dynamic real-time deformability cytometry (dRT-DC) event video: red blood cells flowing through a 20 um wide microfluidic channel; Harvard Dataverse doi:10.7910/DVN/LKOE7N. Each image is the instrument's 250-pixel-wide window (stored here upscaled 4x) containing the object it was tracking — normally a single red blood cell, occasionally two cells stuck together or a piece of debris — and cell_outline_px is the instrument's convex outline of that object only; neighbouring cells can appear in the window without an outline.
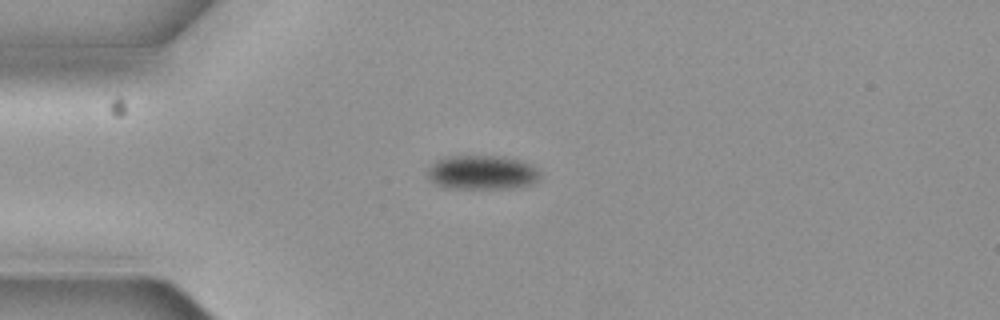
{"species": "common noctule bat (a hibernating species)", "species_latin": "Nyctalus noctula", "temperature_condition": "cold", "stored_images_in_passage": 13, "camera_frame_rate_fps": 3000, "um_per_image_px": 0.085, "animal": {"sex": "female", "body_mass_g": 19.3, "forearm_length_mm": 54.1}, "frame": {"image": 1, "passage_image": 3, "time_ms": 0.667, "image_size_px": [1000, 320], "cell_outline_px": [[540, 180], [532, 184], [520, 188], [448, 188], [436, 184], [428, 176], [428, 168], [436, 160], [444, 156], [504, 156], [520, 160], [536, 168], [540, 172]], "centroid_in_image_um": [41.01, 14.66], "position_along_channel_um": 44.0, "area_um2": 22.6}}
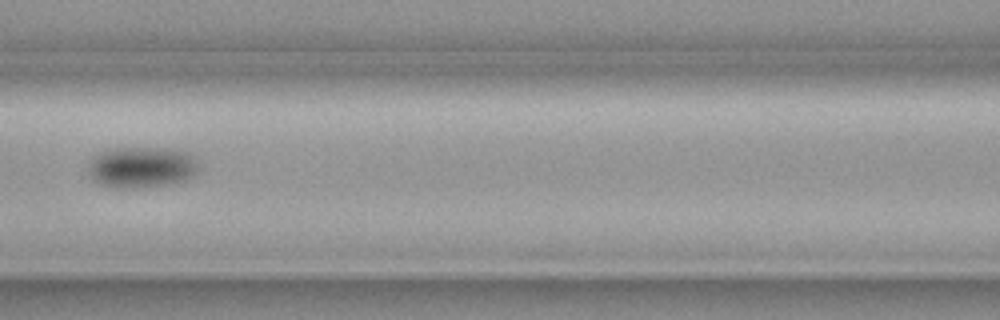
{"frame": {"image": 2, "passage_image": 6, "time_ms": 1.667, "image_size_px": [1000, 320], "cell_outline_px": [[196, 172], [192, 176], [184, 180], [164, 184], [140, 188], [116, 188], [100, 184], [92, 180], [88, 176], [88, 160], [92, 156], [104, 148], [160, 148], [188, 152], [196, 160]], "centroid_in_image_um": [11.91, 14.2], "position_along_channel_um": 154.7, "area_um2": 26.65}}
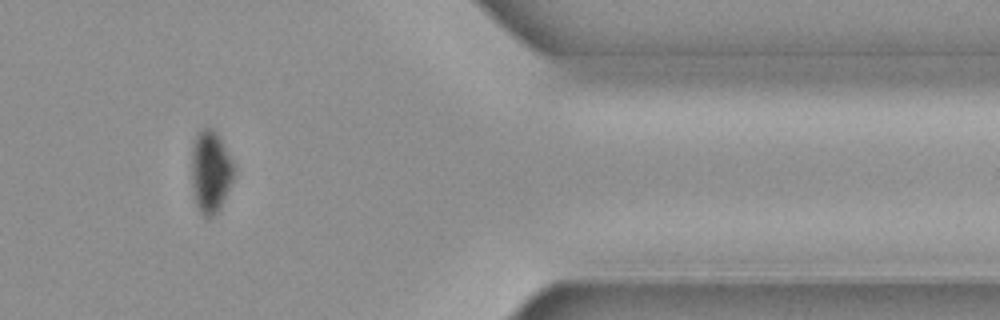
{"frame": {"image": 3, "passage_image": 12, "time_ms": 3.667, "image_size_px": [1000, 320], "cell_outline_px": [[236, 168], [232, 184], [216, 216], [204, 216], [200, 212], [196, 204], [192, 188], [192, 140], [208, 124], [220, 136]], "centroid_in_image_um": [17.92, 14.57], "position_along_channel_um": 393.5, "area_um2": 20.69}}